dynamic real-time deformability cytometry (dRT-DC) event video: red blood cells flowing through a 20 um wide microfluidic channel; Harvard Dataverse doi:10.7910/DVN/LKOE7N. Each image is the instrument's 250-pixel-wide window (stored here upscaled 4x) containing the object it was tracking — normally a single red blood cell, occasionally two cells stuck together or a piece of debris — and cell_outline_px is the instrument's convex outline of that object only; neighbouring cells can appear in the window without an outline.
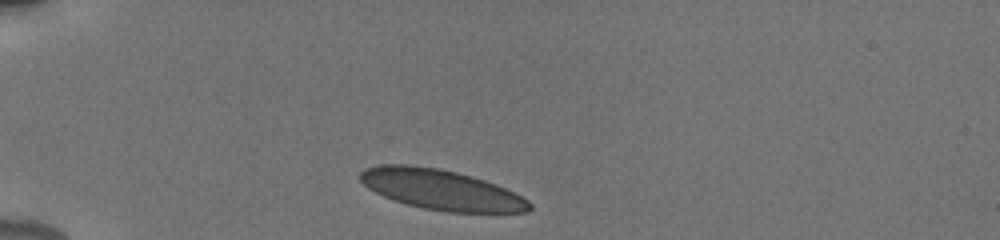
{"species": "human", "species_latin": "Homo sapiens", "temperature_condition": "cold", "stored_images_in_passage": 30, "camera_frame_rate_fps": 3000, "um_per_image_px": 0.085, "donor": {"sex": "male"}, "frame": {"image": 1, "passage_image": 1, "time_ms": 0.0, "image_size_px": [1000, 240], "cell_outline_px": [[532, 208], [528, 212], [448, 212], [424, 208], [408, 204], [384, 196], [368, 188], [360, 180], [360, 172], [364, 168], [380, 164], [408, 164], [436, 168], [456, 172], [472, 176], [496, 184], [528, 200], [532, 204]], "centroid_in_image_um": [37.49, 16.11], "position_along_channel_um": 47.5, "area_um2": 39.36}}
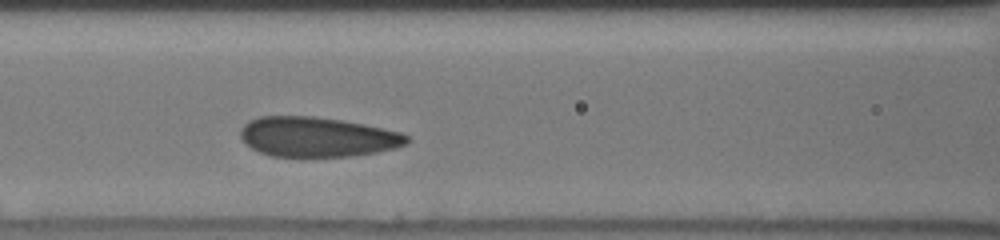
{"frame": {"image": 2, "passage_image": 9, "time_ms": 3.333, "image_size_px": [1000, 240], "cell_outline_px": [[408, 144], [396, 148], [376, 152], [348, 156], [272, 156], [260, 152], [252, 148], [240, 136], [240, 128], [248, 120], [260, 116], [312, 116], [340, 120], [364, 124], [400, 132], [408, 136]], "centroid_in_image_um": [26.96, 11.63], "position_along_channel_um": 139.6, "area_um2": 38.44}}
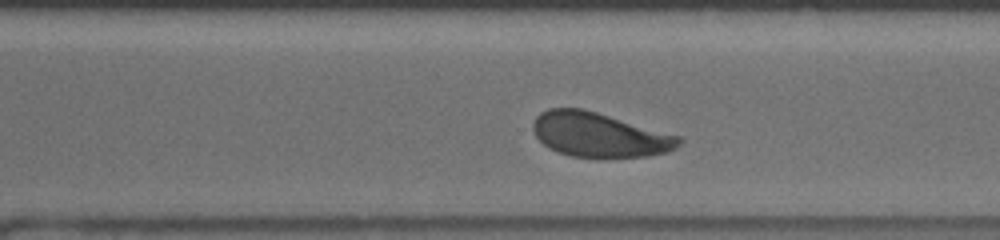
{"frame": {"image": 3, "passage_image": 20, "time_ms": 8.0, "image_size_px": [1000, 240], "cell_outline_px": [[684, 140], [676, 148], [668, 152], [644, 156], [572, 156], [548, 148], [536, 136], [532, 128], [532, 124], [536, 116], [540, 112], [548, 108], [584, 108], [680, 136]], "centroid_in_image_um": [50.93, 11.43], "position_along_channel_um": 319.7, "area_um2": 37.51}, "authors_computed_cell_mechanics": {"area_um2": 38.8127, "velocity_mm_per_s": 3.8741, "shape_relaxation_time_tau1_ms": 2.5574, "shape_relaxation_time_tau2_ms": 0.7753, "deformation_change_tau1": 0.0813, "deformation_change_tau2": 0.051}}